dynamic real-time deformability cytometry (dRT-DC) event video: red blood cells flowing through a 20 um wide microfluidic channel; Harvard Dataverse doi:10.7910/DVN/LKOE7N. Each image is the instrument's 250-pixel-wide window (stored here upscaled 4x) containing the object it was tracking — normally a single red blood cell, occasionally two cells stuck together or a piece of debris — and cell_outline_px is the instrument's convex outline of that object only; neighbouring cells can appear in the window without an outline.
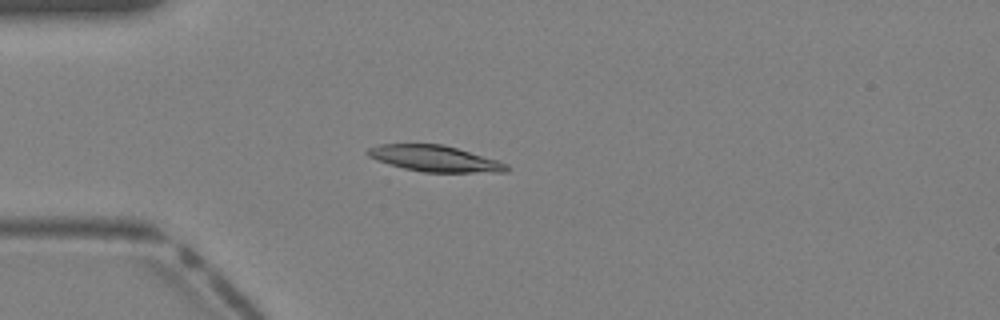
{"species": "Egyptian fruit bat (a non-hibernating species)", "species_latin": "Rousettus aegyptiacus", "temperature_condition": "warm", "stored_images_in_passage": 40, "camera_frame_rate_fps": 3000, "um_per_image_px": 0.085, "animal": {"sex": "female"}, "frame": {"image": 1, "passage_image": 11, "time_ms": 3.333, "image_size_px": [1000, 320], "cell_outline_px": [[508, 172], [424, 172], [404, 168], [376, 160], [368, 156], [364, 152], [368, 148], [380, 144], [444, 144], [500, 160], [508, 164]], "centroid_in_image_um": [36.98, 13.47], "position_along_channel_um": 48.0, "area_um2": 21.27}}
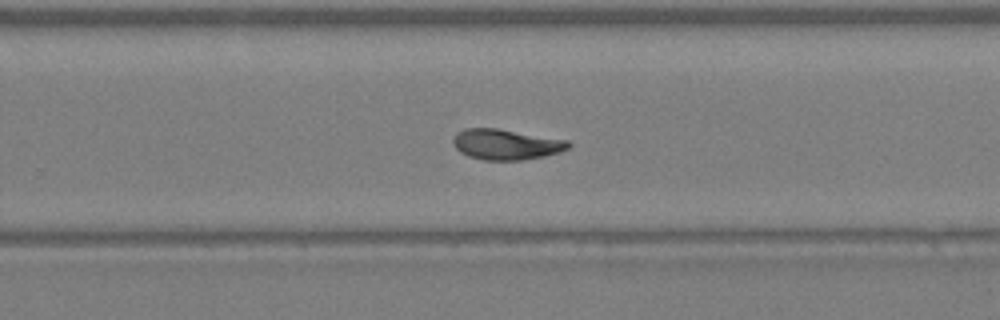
{"frame": {"image": 2, "passage_image": 26, "time_ms": 8.333, "image_size_px": [1000, 320], "cell_outline_px": [[572, 144], [568, 148], [560, 152], [544, 156], [524, 160], [484, 160], [468, 156], [460, 152], [452, 144], [452, 140], [456, 132], [464, 128], [496, 128], [568, 140]], "centroid_in_image_um": [42.99, 12.27], "position_along_channel_um": 286.8, "area_um2": 20.63}}
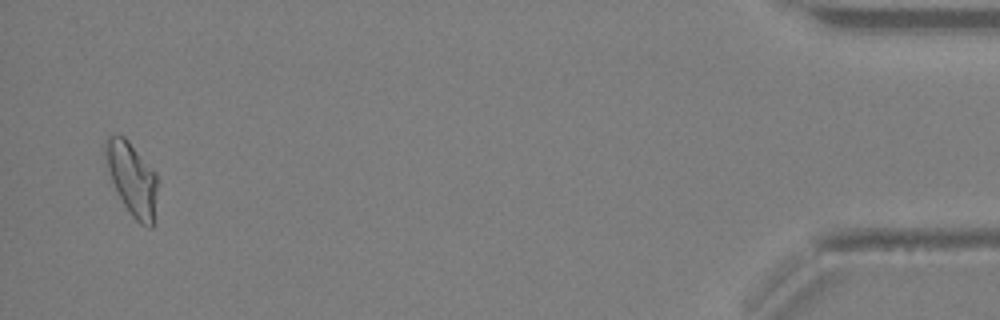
{"frame": {"image": 3, "passage_image": 39, "time_ms": 12.667, "image_size_px": [1000, 320], "cell_outline_px": [[160, 180], [152, 228], [148, 228], [140, 224], [132, 216], [124, 204], [112, 180], [108, 168], [104, 152], [104, 140], [108, 136], [124, 136], [128, 140], [156, 172]], "centroid_in_image_um": [11.27, 15.2], "position_along_channel_um": 423.9, "area_um2": 22.25}}